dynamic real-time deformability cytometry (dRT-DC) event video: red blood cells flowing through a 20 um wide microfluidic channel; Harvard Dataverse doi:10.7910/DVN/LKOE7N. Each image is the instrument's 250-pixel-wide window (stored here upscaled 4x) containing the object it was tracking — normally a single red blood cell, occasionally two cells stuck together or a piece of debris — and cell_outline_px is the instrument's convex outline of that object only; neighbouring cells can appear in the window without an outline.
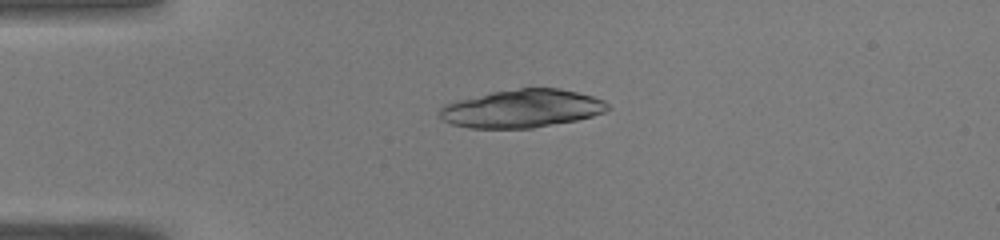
{"species": "common noctule bat (a hibernating species)", "species_latin": "Nyctalus noctula", "temperature_condition": "warm", "stored_images_in_passage": 49, "camera_frame_rate_fps": 3000, "um_per_image_px": 0.085, "animal": {"sex": "male", "body_mass_g": 19.0, "forearm_length_mm": 50.8}, "frame": {"image": 1, "passage_image": 12, "time_ms": 3.667, "image_size_px": [1000, 240], "cell_outline_px": [[612, 108], [604, 112], [592, 116], [576, 120], [532, 128], [468, 128], [452, 124], [444, 120], [440, 116], [440, 108], [444, 104], [456, 100], [492, 92], [520, 88], [560, 88], [592, 96], [604, 100]], "centroid_in_image_um": [44.37, 9.23], "position_along_channel_um": 40.6, "area_um2": 37.22}}